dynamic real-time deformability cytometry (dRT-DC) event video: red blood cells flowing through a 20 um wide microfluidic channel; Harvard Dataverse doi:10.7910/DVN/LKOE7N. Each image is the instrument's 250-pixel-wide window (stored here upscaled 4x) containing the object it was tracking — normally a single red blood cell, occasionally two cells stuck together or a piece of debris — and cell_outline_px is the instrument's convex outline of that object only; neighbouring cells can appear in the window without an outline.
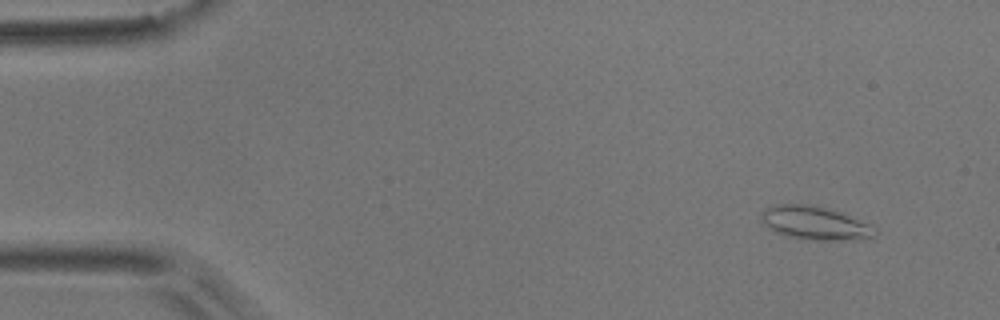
{"species": "common noctule bat (a hibernating species)", "species_latin": "Nyctalus noctula", "temperature_condition": "room temperature", "stored_images_in_passage": 5, "camera_frame_rate_fps": 3000, "um_per_image_px": 0.085, "animal": {"sex": "male", "body_mass_g": 17.9}, "frame": {"image": 1, "passage_image": 1, "time_ms": 0.0, "image_size_px": [1000, 320], "cell_outline_px": [[880, 232], [876, 236], [860, 240], [800, 240], [776, 232], [764, 224], [760, 220], [760, 216], [764, 208], [776, 204], [812, 204], [840, 212], [872, 224]], "centroid_in_image_um": [69.32, 18.97], "position_along_channel_um": 15.7, "area_um2": 22.72}}